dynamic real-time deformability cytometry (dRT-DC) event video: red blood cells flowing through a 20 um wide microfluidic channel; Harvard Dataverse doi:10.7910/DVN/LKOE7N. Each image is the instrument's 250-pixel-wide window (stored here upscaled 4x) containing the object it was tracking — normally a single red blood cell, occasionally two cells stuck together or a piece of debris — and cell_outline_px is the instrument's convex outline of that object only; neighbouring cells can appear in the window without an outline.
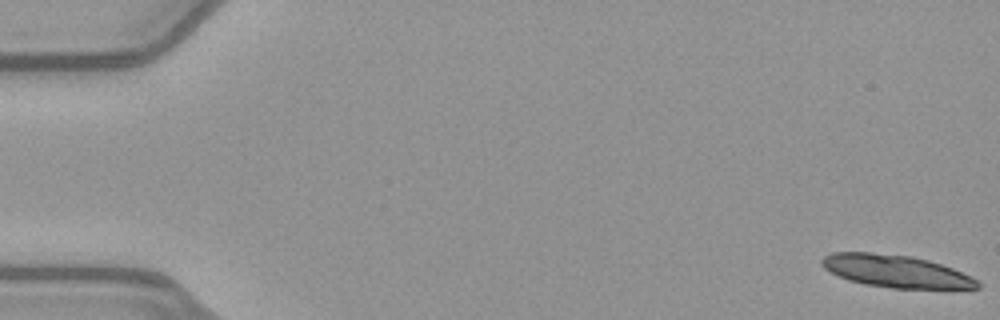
{"species": "common noctule bat (a hibernating species)", "species_latin": "Nyctalus noctula", "temperature_condition": "warm", "stored_images_in_passage": 31, "segment_of_instrument_passage": [1, 2], "camera_frame_rate_fps": 3000, "um_per_image_px": 0.085, "animal": {"sex": "female", "body_mass_g": 21.9}, "frame": {"image": 1, "passage_image": 1, "time_ms": 0.0, "image_size_px": [1000, 320], "cell_outline_px": [[980, 288], [892, 288], [864, 284], [848, 280], [824, 268], [820, 264], [820, 260], [824, 256], [832, 252], [872, 252], [908, 256], [928, 260], [952, 268], [972, 276], [980, 284]], "centroid_in_image_um": [76.12, 23.04], "position_along_channel_um": 8.9, "area_um2": 29.19}}